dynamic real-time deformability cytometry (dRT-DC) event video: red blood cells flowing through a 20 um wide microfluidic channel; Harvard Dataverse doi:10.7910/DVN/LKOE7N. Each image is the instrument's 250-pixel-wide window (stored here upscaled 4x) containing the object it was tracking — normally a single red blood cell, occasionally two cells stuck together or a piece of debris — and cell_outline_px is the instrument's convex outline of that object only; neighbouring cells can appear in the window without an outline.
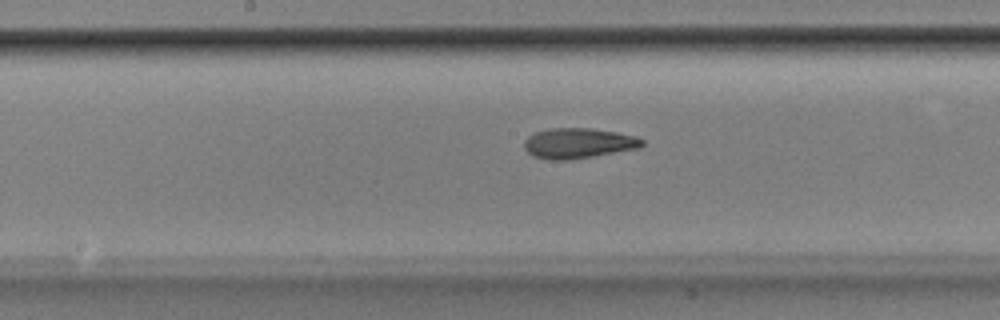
{"species": "Egyptian fruit bat (a non-hibernating species)", "species_latin": "Rousettus aegyptiacus", "temperature_condition": "room temperature", "stored_images_in_passage": 52, "camera_frame_rate_fps": 3000, "um_per_image_px": 0.085, "animal": {"sex": "male"}, "frame": {"image": 1, "passage_image": 27, "time_ms": 8.667, "image_size_px": [1000, 320], "cell_outline_px": [[644, 144], [640, 148], [568, 160], [548, 160], [532, 156], [524, 148], [524, 140], [532, 132], [548, 128], [592, 128], [616, 132], [636, 136], [644, 140]], "centroid_in_image_um": [49.12, 12.17], "position_along_channel_um": 199.1, "area_um2": 21.04}}
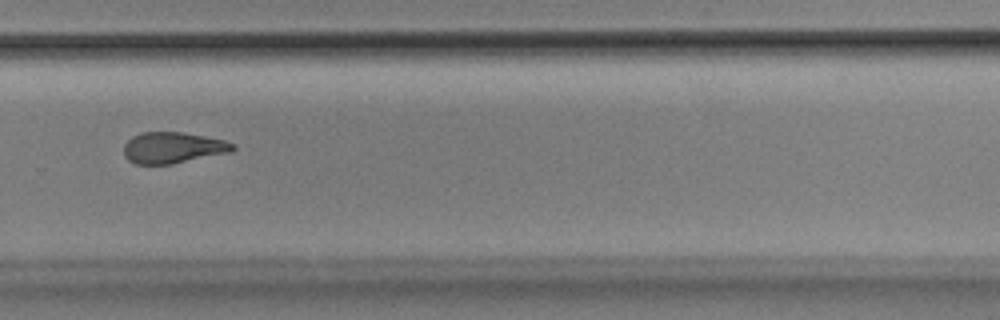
{"frame": {"image": 2, "passage_image": 36, "time_ms": 11.667, "image_size_px": [1000, 320], "cell_outline_px": [[236, 148], [232, 152], [172, 164], [136, 164], [128, 160], [124, 156], [124, 144], [132, 136], [140, 132], [180, 132], [204, 136], [224, 140], [236, 144]], "centroid_in_image_um": [14.7, 12.55], "position_along_channel_um": 315.1, "area_um2": 19.94}}
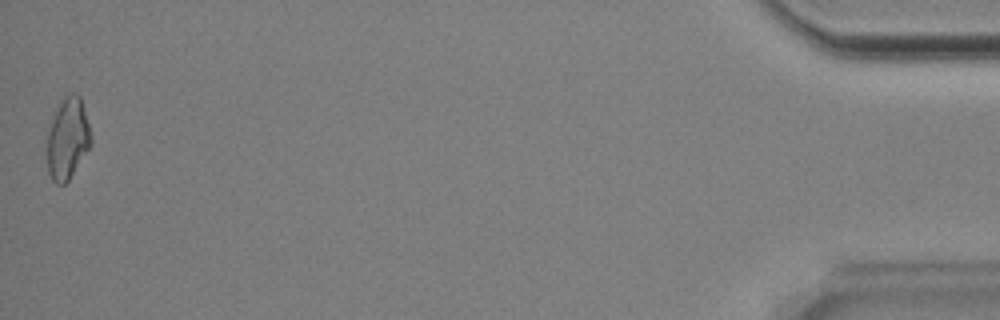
{"frame": {"image": 3, "passage_image": 52, "time_ms": 17.0, "image_size_px": [1000, 320], "cell_outline_px": [[92, 144], [68, 180], [64, 184], [56, 184], [52, 180], [48, 172], [48, 132], [52, 112], [64, 96], [72, 92], [76, 92], [80, 96], [92, 136]], "centroid_in_image_um": [5.75, 11.73], "position_along_channel_um": 429.5, "area_um2": 20.92}, "authors_computed_cell_mechanics": {"area_um2": 20.519, "velocity_mm_per_s": 3.8888, "shape_relaxation_time_tau1_ms": 3.6666, "shape_relaxation_time_tau2_ms": 2.8223, "deformation_change_tau1": 0.1518, "deformation_change_tau2": 0.1199}}